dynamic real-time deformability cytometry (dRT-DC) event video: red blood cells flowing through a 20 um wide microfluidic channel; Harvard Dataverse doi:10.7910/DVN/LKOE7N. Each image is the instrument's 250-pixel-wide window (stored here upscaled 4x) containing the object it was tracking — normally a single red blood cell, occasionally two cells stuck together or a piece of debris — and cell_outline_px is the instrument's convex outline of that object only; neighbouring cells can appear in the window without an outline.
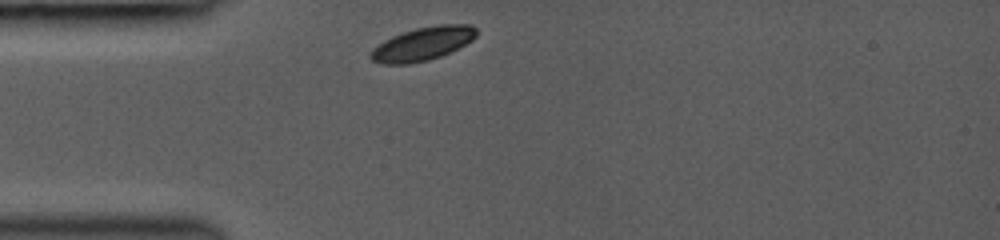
{"species": "common noctule bat (a hibernating species)", "species_latin": "Nyctalus noctula", "temperature_condition": "room temperature", "stored_images_in_passage": 21, "camera_frame_rate_fps": 3000, "um_per_image_px": 0.085, "animal": {"sex": "female", "body_mass_g": 19.0, "forearm_length_mm": 53.3}, "frame": {"image": 1, "passage_image": 1, "time_ms": 0.0, "image_size_px": [1000, 240], "cell_outline_px": [[476, 36], [472, 40], [440, 56], [428, 60], [408, 64], [380, 64], [372, 60], [368, 56], [372, 48], [384, 40], [392, 36], [416, 28], [440, 24], [472, 24], [476, 28]], "centroid_in_image_um": [35.89, 3.72], "position_along_channel_um": 49.1, "area_um2": 20.52}}
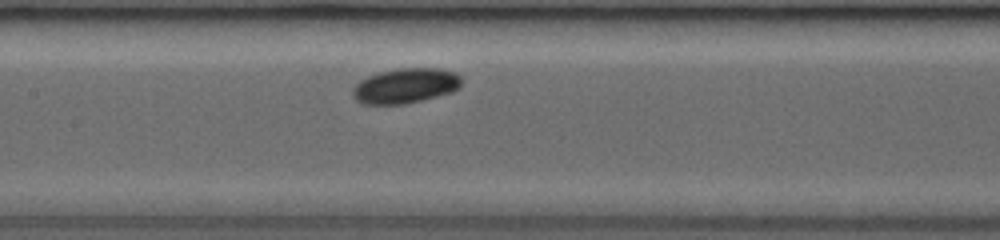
{"frame": {"image": 2, "passage_image": 11, "time_ms": 3.333, "image_size_px": [1000, 240], "cell_outline_px": [[464, 80], [460, 88], [452, 92], [404, 104], [360, 104], [352, 96], [352, 88], [360, 80], [368, 76], [380, 72], [396, 68], [440, 68], [456, 72]], "centroid_in_image_um": [34.48, 7.28], "position_along_channel_um": 172.9, "area_um2": 22.48}}
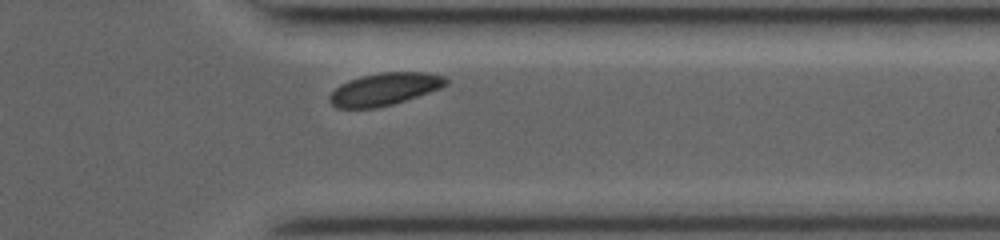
{"frame": {"image": 3, "passage_image": 19, "time_ms": 8.333, "image_size_px": [1000, 240], "cell_outline_px": [[448, 84], [440, 88], [392, 104], [376, 108], [336, 108], [328, 100], [328, 96], [340, 84], [348, 80], [360, 76], [380, 72], [428, 72], [444, 76], [448, 80]], "centroid_in_image_um": [32.66, 7.56], "position_along_channel_um": 378.7, "area_um2": 21.96}, "authors_computed_cell_mechanics": {"area_um2": 22.1952, "velocity_mm_per_s": 4.0934, "shape_relaxation_time_tau1_ms": 0.9001, "shape_relaxation_time_tau2_ms": null, "deformation_change_tau1": 0.0852, "deformation_change_tau2": null}}